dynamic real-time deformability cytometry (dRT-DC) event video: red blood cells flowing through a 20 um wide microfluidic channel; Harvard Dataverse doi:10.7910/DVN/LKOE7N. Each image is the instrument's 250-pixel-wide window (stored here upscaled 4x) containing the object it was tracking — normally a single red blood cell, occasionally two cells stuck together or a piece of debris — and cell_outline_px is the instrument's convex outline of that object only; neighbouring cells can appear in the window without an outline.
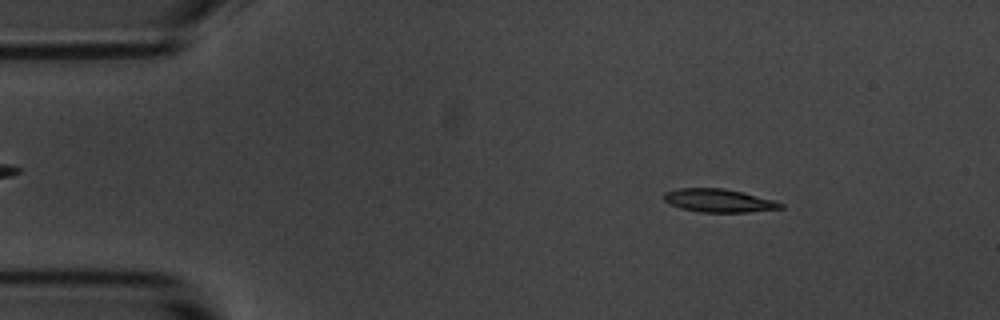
{"species": "common noctule bat (a hibernating species)", "species_latin": "Nyctalus noctula", "temperature_condition": "room temperature", "stored_images_in_passage": 4, "camera_frame_rate_fps": 3000, "um_per_image_px": 0.085, "animal": {"sex": "male", "body_mass_g": 20.1, "forearm_length_mm": 53.5}, "frame": {"image": 1, "passage_image": 2, "time_ms": 1.0, "image_size_px": [1000, 320], "cell_outline_px": [[784, 208], [748, 212], [700, 212], [680, 208], [668, 204], [664, 200], [664, 192], [680, 188], [724, 188], [772, 200], [784, 204]], "centroid_in_image_um": [61.05, 17.05], "position_along_channel_um": 24.0, "area_um2": 15.66}}